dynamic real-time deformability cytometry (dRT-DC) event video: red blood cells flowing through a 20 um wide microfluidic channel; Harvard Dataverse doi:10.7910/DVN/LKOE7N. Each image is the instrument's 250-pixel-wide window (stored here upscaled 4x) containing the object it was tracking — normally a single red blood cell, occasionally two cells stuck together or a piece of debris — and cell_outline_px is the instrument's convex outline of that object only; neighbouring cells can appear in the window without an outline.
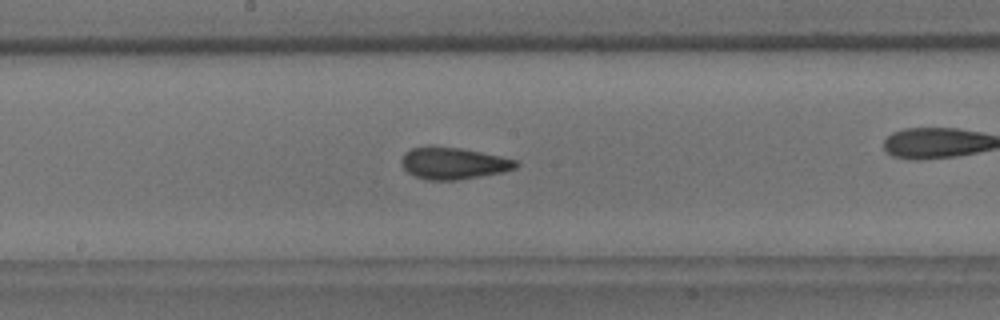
{"species": "common noctule bat (a hibernating species)", "species_latin": "Nyctalus noctula", "temperature_condition": "room temperature", "stored_images_in_passage": 47, "camera_frame_rate_fps": 3000, "um_per_image_px": 0.085, "animal": {"sex": "male", "body_mass_g": 18.8}, "frame": {"image": 1, "passage_image": 21, "time_ms": 6.667, "image_size_px": [1000, 320], "cell_outline_px": [[520, 164], [516, 168], [504, 172], [456, 180], [428, 180], [416, 176], [408, 172], [404, 168], [400, 160], [404, 152], [412, 148], [428, 144], [460, 148], [500, 156], [516, 160]], "centroid_in_image_um": [38.51, 13.86], "position_along_channel_um": 209.7, "area_um2": 21.44}}
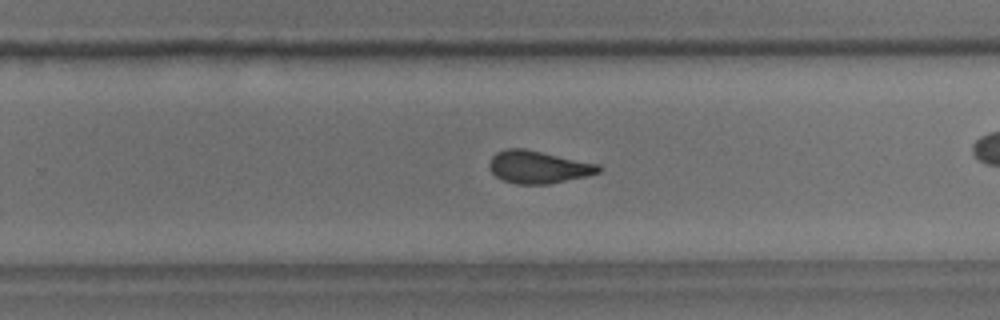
{"frame": {"image": 2, "passage_image": 27, "time_ms": 8.667, "image_size_px": [1000, 320], "cell_outline_px": [[604, 168], [600, 172], [588, 176], [548, 184], [516, 184], [504, 180], [496, 176], [492, 172], [488, 164], [492, 156], [496, 152], [508, 148], [524, 148], [600, 164]], "centroid_in_image_um": [45.79, 14.19], "position_along_channel_um": 284.0, "area_um2": 20.87}}
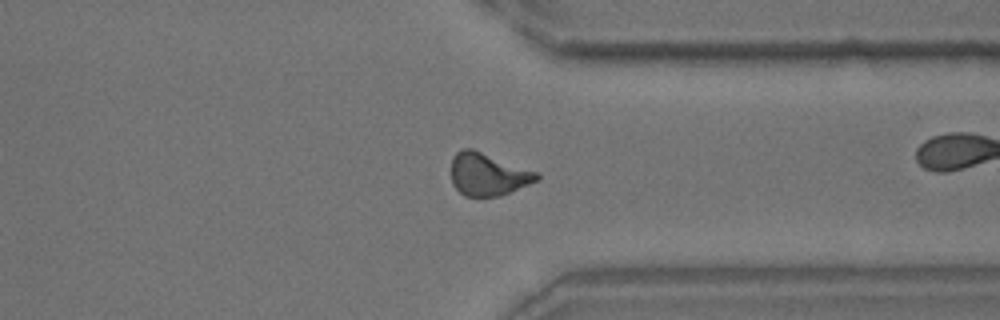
{"frame": {"image": 3, "passage_image": 34, "time_ms": 11.0, "image_size_px": [1000, 320], "cell_outline_px": [[540, 180], [500, 196], [464, 196], [452, 184], [452, 156], [456, 152], [464, 148], [472, 148], [540, 172]], "centroid_in_image_um": [41.51, 14.81], "position_along_channel_um": 369.9, "area_um2": 21.5}, "authors_computed_cell_mechanics": {"area_um2": 20.9236, "velocity_mm_per_s": 3.7338, "shape_relaxation_time_tau1_ms": 5.9522, "shape_relaxation_time_tau2_ms": 1.8653, "deformation_change_tau1": 0.1434, "deformation_change_tau2": 0.077}}